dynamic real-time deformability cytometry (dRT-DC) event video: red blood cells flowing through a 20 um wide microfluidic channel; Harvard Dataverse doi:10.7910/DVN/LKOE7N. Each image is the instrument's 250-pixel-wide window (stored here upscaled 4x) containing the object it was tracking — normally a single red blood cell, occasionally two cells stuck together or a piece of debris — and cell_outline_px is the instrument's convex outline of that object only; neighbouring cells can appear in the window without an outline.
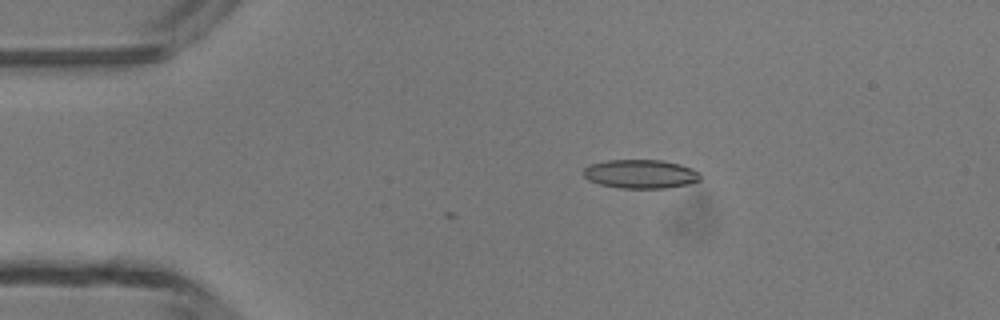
{"species": "common noctule bat (a hibernating species)", "species_latin": "Nyctalus noctula", "temperature_condition": "room temperature", "stored_images_in_passage": 4, "camera_frame_rate_fps": 3000, "um_per_image_px": 0.085, "animal": {"sex": "male", "body_mass_g": 13.3}, "frame": {"image": 1, "passage_image": 3, "time_ms": 2.667, "image_size_px": [1000, 320], "cell_outline_px": [[700, 180], [688, 184], [664, 188], [620, 188], [600, 184], [588, 180], [584, 176], [584, 168], [588, 164], [608, 160], [664, 160], [680, 164], [692, 168], [700, 172]], "centroid_in_image_um": [54.45, 14.78], "position_along_channel_um": 30.5, "area_um2": 19.71}}